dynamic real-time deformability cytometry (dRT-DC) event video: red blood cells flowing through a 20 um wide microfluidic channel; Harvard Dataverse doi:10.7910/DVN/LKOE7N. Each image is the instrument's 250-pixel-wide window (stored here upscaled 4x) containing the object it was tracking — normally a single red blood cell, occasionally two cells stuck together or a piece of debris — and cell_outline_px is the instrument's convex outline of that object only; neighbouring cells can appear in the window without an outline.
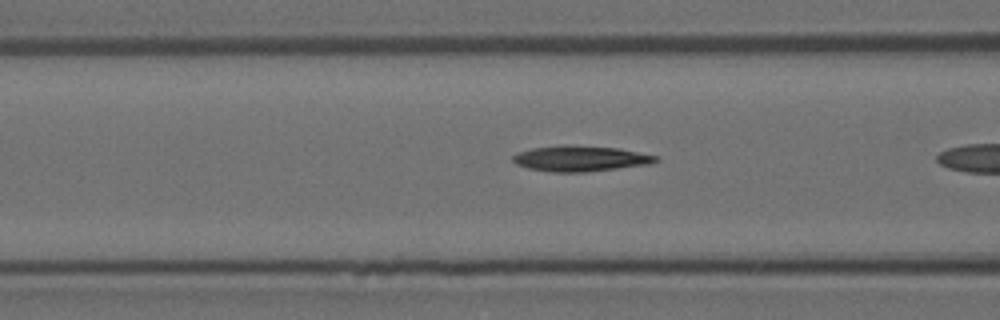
{"species": "Egyptian fruit bat (a non-hibernating species)", "species_latin": "Rousettus aegyptiacus", "temperature_condition": "room temperature", "stored_images_in_passage": 21, "camera_frame_rate_fps": 3000, "um_per_image_px": 0.085, "animal": {"sex": "female"}, "frame": {"image": 1, "passage_image": 7, "time_ms": 2.0, "image_size_px": [1000, 320], "cell_outline_px": [[660, 160], [648, 164], [584, 172], [552, 172], [528, 168], [516, 164], [512, 160], [512, 156], [516, 152], [532, 148], [564, 144], [568, 144], [620, 148], [656, 156]], "centroid_in_image_um": [49.28, 13.46], "position_along_channel_um": 117.3, "area_um2": 21.39}}
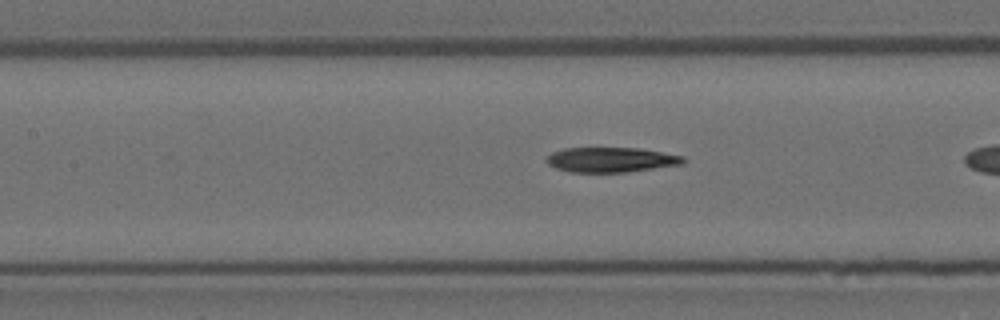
{"frame": {"image": 2, "passage_image": 10, "time_ms": 3.0, "image_size_px": [1000, 320], "cell_outline_px": [[688, 160], [684, 164], [624, 172], [572, 172], [556, 168], [548, 164], [544, 160], [552, 152], [564, 148], [640, 148], [684, 156]], "centroid_in_image_um": [51.96, 13.57], "position_along_channel_um": 155.4, "area_um2": 19.88}}